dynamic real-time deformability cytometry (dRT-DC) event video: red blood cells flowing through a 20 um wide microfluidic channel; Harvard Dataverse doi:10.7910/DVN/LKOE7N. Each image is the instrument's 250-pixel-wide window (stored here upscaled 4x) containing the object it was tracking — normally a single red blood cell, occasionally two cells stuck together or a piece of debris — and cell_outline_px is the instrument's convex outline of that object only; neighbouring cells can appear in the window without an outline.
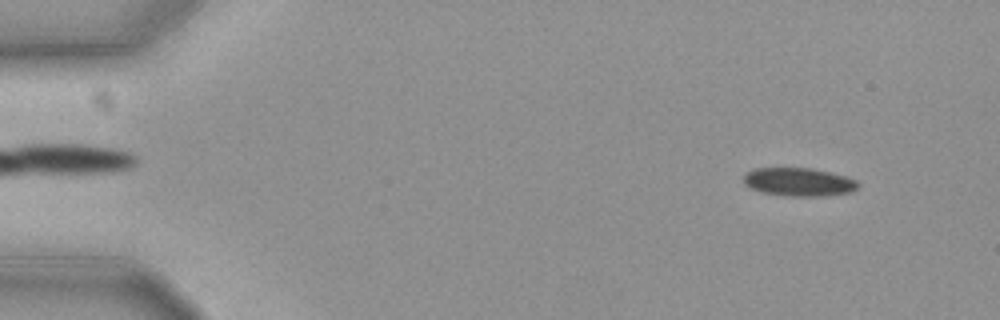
{"species": "common noctule bat (a hibernating species)", "species_latin": "Nyctalus noctula", "temperature_condition": "cold", "stored_images_in_passage": 13, "camera_frame_rate_fps": 3000, "um_per_image_px": 0.085, "animal": {"sex": "female", "body_mass_g": 19.3, "forearm_length_mm": 54.1}, "frame": {"image": 1, "passage_image": 5, "time_ms": 1.333, "image_size_px": [1000, 320], "cell_outline_px": [[860, 184], [852, 192], [824, 196], [792, 196], [760, 192], [744, 184], [744, 176], [748, 172], [756, 168], [812, 168], [844, 176], [856, 180]], "centroid_in_image_um": [67.91, 15.47], "position_along_channel_um": 17.1, "area_um2": 18.73}}